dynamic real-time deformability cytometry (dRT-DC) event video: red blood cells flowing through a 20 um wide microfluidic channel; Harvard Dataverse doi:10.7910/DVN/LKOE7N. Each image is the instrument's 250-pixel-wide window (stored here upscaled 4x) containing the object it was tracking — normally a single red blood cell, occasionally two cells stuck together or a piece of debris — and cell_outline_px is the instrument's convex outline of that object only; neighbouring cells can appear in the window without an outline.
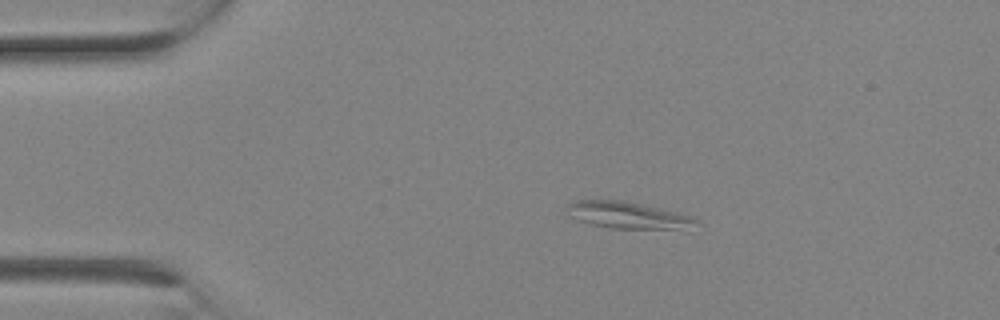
{"species": "Egyptian fruit bat (a non-hibernating species)", "species_latin": "Rousettus aegyptiacus", "temperature_condition": "room temperature", "stored_images_in_passage": 1, "camera_frame_rate_fps": 3000, "um_per_image_px": 0.085, "animal": {"sex": "female"}, "frame": {"image": 1, "passage_image": 1, "time_ms": 0.0, "image_size_px": [1000, 320], "cell_outline_px": [[700, 220], [676, 228], [608, 228], [592, 224], [580, 220], [572, 216], [564, 208], [572, 200], [624, 200], [660, 208], [692, 216]], "centroid_in_image_um": [53.23, 18.25], "position_along_channel_um": 31.8, "area_um2": 19.48}}